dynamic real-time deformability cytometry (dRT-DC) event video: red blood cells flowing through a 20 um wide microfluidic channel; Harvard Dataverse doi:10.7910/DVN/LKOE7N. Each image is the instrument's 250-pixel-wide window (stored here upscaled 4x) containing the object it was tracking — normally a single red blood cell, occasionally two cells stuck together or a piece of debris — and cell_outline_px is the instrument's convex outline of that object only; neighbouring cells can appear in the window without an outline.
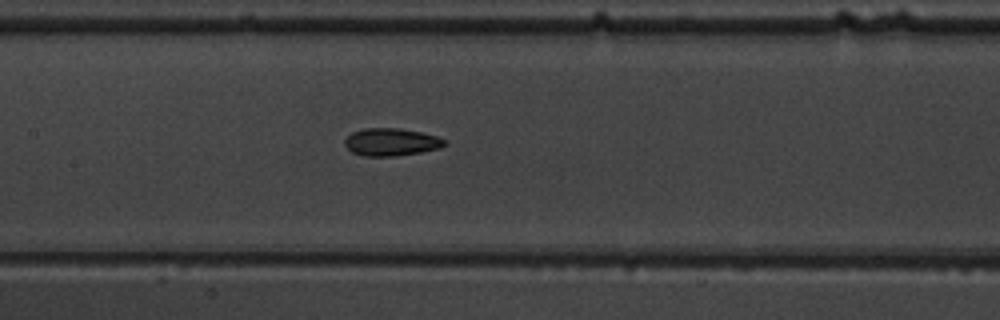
{"species": "common noctule bat (a hibernating species)", "species_latin": "Nyctalus noctula", "temperature_condition": "warm", "stored_images_in_passage": 8, "camera_frame_rate_fps": 3000, "um_per_image_px": 0.085, "animal": {"sex": "male", "body_mass_g": 19.5, "forearm_length_mm": 54.6}, "frame": {"image": 1, "passage_image": 8, "time_ms": 9.0, "image_size_px": [1000, 320], "cell_outline_px": [[448, 144], [440, 148], [420, 152], [396, 156], [364, 156], [352, 152], [344, 144], [344, 140], [352, 132], [364, 128], [400, 128], [420, 132], [436, 136], [444, 140]], "centroid_in_image_um": [33.24, 12.07], "position_along_channel_um": 174.2, "area_um2": 16.01}}